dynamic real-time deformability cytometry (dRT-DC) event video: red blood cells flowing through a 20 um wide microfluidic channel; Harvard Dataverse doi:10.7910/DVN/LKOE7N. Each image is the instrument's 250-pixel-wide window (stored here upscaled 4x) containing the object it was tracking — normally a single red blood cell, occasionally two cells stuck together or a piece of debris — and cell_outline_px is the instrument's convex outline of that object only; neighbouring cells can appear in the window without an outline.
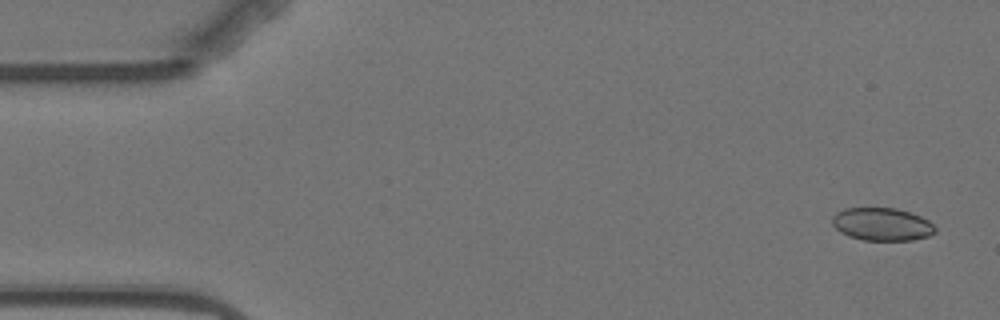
{"species": "Egyptian fruit bat (a non-hibernating species)", "species_latin": "Rousettus aegyptiacus", "temperature_condition": "warm", "stored_images_in_passage": 7, "camera_frame_rate_fps": 3000, "um_per_image_px": 0.085, "animal": {"sex": "female"}, "frame": {"image": 1, "passage_image": 1, "time_ms": 0.0, "image_size_px": [1000, 320], "cell_outline_px": [[936, 232], [928, 236], [912, 240], [864, 240], [848, 236], [840, 232], [832, 224], [832, 216], [836, 212], [844, 208], [896, 208], [920, 216], [928, 220], [936, 228]], "centroid_in_image_um": [74.95, 19.06], "position_along_channel_um": 10.1, "area_um2": 19.71}}
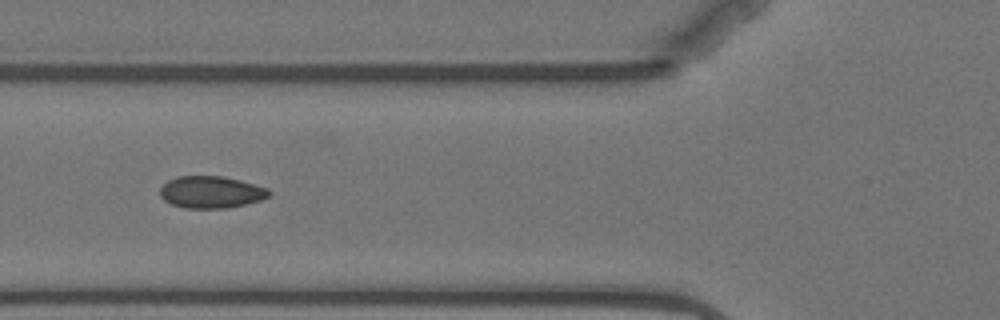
{"frame": {"image": 2, "passage_image": 6, "time_ms": 6.0, "image_size_px": [1000, 320], "cell_outline_px": [[272, 192], [268, 196], [260, 200], [228, 208], [184, 208], [172, 204], [164, 200], [160, 196], [160, 188], [168, 180], [176, 176], [224, 176], [240, 180], [268, 188]], "centroid_in_image_um": [17.93, 16.32], "position_along_channel_um": 107.9, "area_um2": 20.35}}
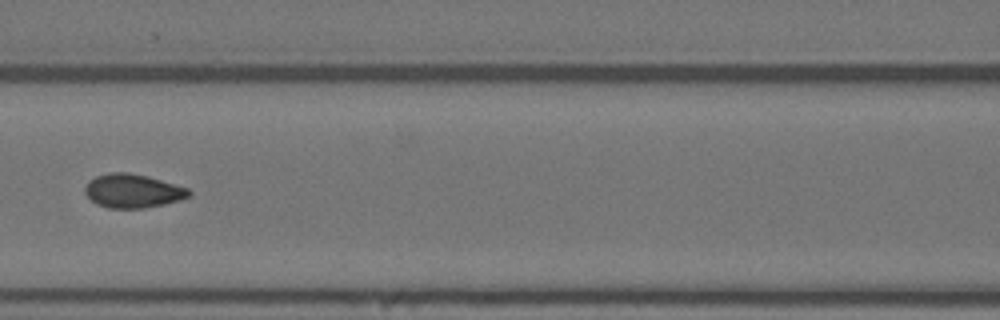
{"frame": {"image": 3, "passage_image": 7, "time_ms": 7.333, "image_size_px": [1000, 320], "cell_outline_px": [[192, 192], [188, 196], [180, 200], [164, 204], [144, 208], [108, 208], [96, 204], [84, 192], [84, 184], [88, 180], [96, 176], [112, 172], [128, 172], [148, 176], [188, 188]], "centroid_in_image_um": [11.25, 16.22], "position_along_channel_um": 155.3, "area_um2": 20.52}}